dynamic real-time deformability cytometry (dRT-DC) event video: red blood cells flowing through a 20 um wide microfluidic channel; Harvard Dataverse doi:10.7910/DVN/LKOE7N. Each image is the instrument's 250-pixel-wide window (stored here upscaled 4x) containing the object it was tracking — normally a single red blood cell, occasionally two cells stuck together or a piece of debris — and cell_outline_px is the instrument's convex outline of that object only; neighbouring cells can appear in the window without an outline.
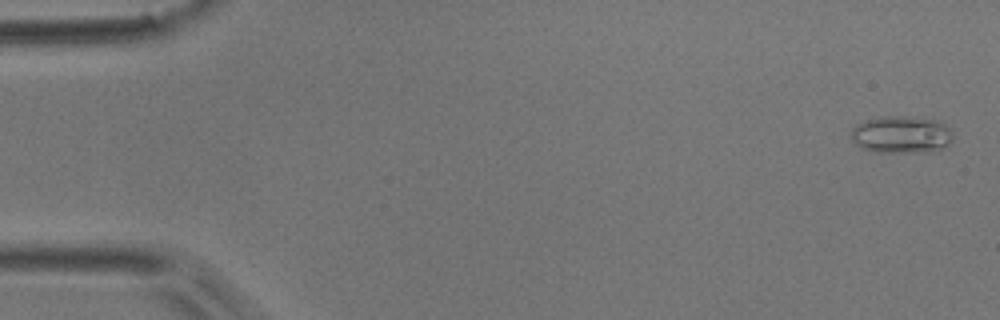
{"species": "common noctule bat (a hibernating species)", "species_latin": "Nyctalus noctula", "temperature_condition": "room temperature", "stored_images_in_passage": 10, "camera_frame_rate_fps": 3000, "um_per_image_px": 0.085, "animal": {"sex": "male", "body_mass_g": 17.9}, "frame": {"image": 1, "passage_image": 2, "time_ms": 0.333, "image_size_px": [1000, 320], "cell_outline_px": [[952, 140], [940, 148], [928, 152], [872, 152], [860, 148], [852, 140], [852, 128], [856, 124], [880, 116], [904, 116], [936, 120], [952, 128]], "centroid_in_image_um": [76.59, 11.44], "position_along_channel_um": 8.4, "area_um2": 22.14}}